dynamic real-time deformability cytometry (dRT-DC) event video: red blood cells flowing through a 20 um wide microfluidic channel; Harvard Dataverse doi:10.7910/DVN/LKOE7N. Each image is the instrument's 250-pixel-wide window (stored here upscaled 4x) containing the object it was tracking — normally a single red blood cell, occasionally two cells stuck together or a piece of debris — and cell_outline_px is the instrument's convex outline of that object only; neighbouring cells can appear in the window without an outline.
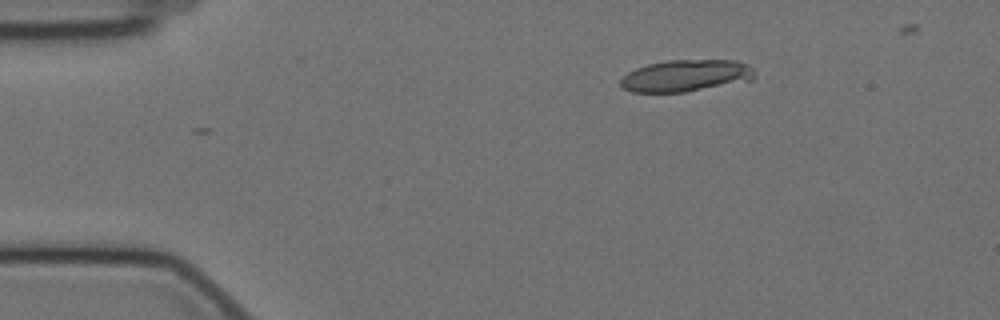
{"species": "Egyptian fruit bat (a non-hibernating species)", "species_latin": "Rousettus aegyptiacus", "temperature_condition": "cold", "stored_images_in_passage": 3, "camera_frame_rate_fps": 3000, "um_per_image_px": 0.085, "animal": {"sex": "female"}, "frame": {"image": 1, "passage_image": 3, "time_ms": 0.667, "image_size_px": [1000, 320], "cell_outline_px": [[756, 76], [752, 80], [684, 92], [632, 92], [624, 88], [620, 84], [620, 80], [628, 72], [636, 68], [648, 64], [668, 60], [736, 60], [752, 68], [756, 72]], "centroid_in_image_um": [58.31, 6.43], "position_along_channel_um": 26.7, "area_um2": 24.74}}